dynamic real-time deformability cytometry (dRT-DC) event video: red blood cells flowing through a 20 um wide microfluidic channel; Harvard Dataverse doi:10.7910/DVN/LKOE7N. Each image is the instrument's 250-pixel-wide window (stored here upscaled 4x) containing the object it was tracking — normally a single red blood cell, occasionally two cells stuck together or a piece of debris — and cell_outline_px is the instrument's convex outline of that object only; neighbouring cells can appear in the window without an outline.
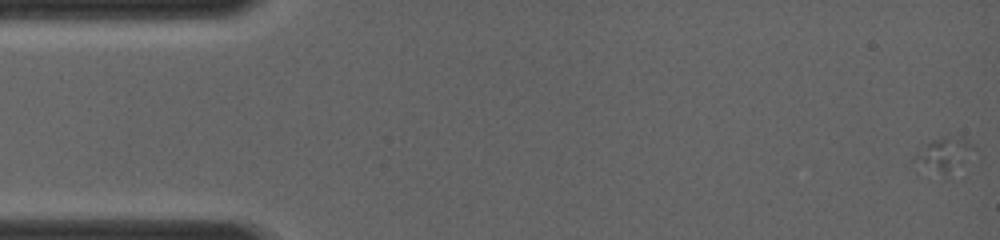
{"species": "common noctule bat (a hibernating species)", "species_latin": "Nyctalus noctula", "temperature_condition": "room temperature", "stored_images_in_passage": 7, "camera_frame_rate_fps": 4000, "um_per_image_px": 0.085, "animal": {"sex": "female", "body_mass_g": 19.0, "forearm_length_mm": 56.7}, "frame": {"image": 1, "passage_image": 2, "time_ms": 0.25, "image_size_px": [1000, 240], "cell_outline_px": [[976, 148], [956, 172], [952, 176], [944, 180], [912, 156], [924, 144], [932, 140], [944, 136], [960, 136], [972, 144]], "centroid_in_image_um": [80.31, 13.17], "position_along_channel_um": 4.7, "area_um2": 12.02}}